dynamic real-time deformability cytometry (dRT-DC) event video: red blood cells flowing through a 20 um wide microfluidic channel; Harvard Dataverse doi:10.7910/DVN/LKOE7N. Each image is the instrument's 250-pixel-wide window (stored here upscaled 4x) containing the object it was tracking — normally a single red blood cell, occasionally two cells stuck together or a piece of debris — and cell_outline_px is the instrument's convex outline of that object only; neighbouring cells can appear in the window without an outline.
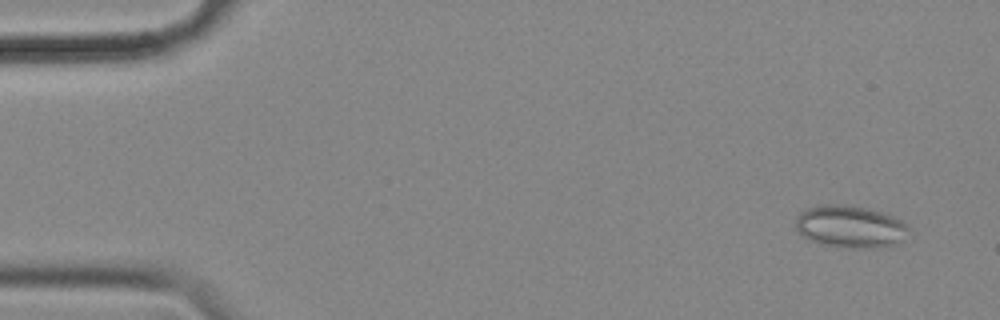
{"species": "common noctule bat (a hibernating species)", "species_latin": "Nyctalus noctula", "temperature_condition": "cold", "stored_images_in_passage": 12, "camera_frame_rate_fps": 3000, "um_per_image_px": 0.085, "animal": {"sex": "female", "body_mass_g": 18.4}, "frame": {"image": 1, "passage_image": 4, "time_ms": 1.0, "image_size_px": [1000, 320], "cell_outline_px": [[908, 228], [900, 240], [896, 244], [876, 248], [852, 248], [820, 244], [808, 240], [796, 232], [796, 216], [804, 208], [816, 204], [832, 204], [864, 208], [880, 212], [892, 216], [908, 224]], "centroid_in_image_um": [72.17, 19.26], "position_along_channel_um": 12.8, "area_um2": 27.8}}